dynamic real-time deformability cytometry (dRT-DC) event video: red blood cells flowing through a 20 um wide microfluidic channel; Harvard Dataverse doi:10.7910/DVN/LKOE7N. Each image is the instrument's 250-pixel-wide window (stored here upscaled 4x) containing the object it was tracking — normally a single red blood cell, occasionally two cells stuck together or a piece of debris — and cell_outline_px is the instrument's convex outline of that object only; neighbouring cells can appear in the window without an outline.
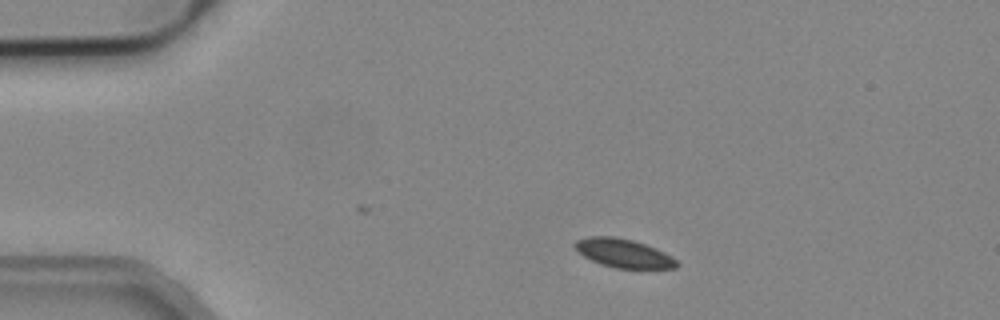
{"species": "common noctule bat (a hibernating species)", "species_latin": "Nyctalus noctula", "temperature_condition": "cold", "stored_images_in_passage": 6, "camera_frame_rate_fps": 3000, "um_per_image_px": 0.085, "animal": {"sex": "male", "body_mass_g": 19.2, "forearm_length_mm": 51.8}, "frame": {"image": 1, "passage_image": 1, "time_ms": 0.0, "image_size_px": [1000, 320], "cell_outline_px": [[680, 264], [676, 268], [616, 268], [600, 264], [584, 256], [572, 244], [576, 240], [588, 236], [612, 236], [632, 240], [656, 248], [672, 256]], "centroid_in_image_um": [53.0, 21.52], "position_along_channel_um": 32.0, "area_um2": 16.94}}
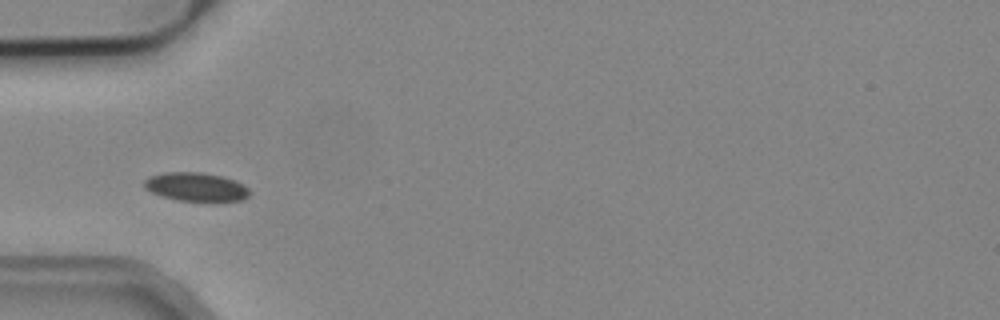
{"frame": {"image": 2, "passage_image": 3, "time_ms": 0.667, "image_size_px": [1000, 320], "cell_outline_px": [[252, 192], [244, 200], [180, 200], [160, 196], [144, 188], [144, 180], [148, 176], [164, 172], [200, 172], [220, 176], [232, 180], [248, 188]], "centroid_in_image_um": [16.61, 15.87], "position_along_channel_um": 68.4, "area_um2": 17.28}}
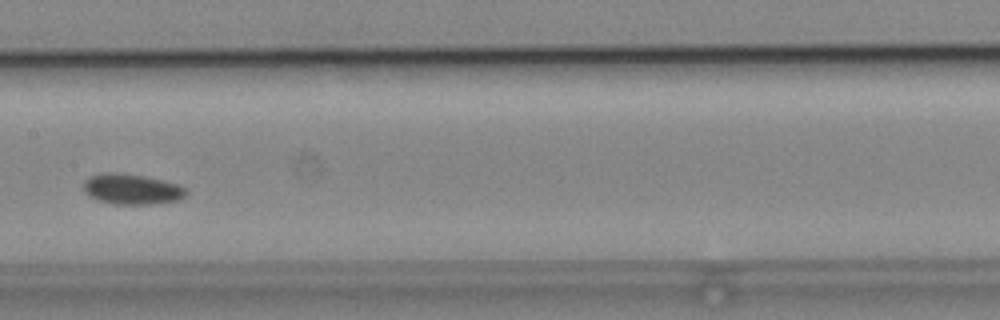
{"frame": {"image": 3, "passage_image": 6, "time_ms": 1.667, "image_size_px": [1000, 320], "cell_outline_px": [[188, 192], [180, 200], [160, 204], [116, 204], [96, 200], [88, 196], [84, 192], [84, 180], [88, 176], [104, 172], [120, 172], [160, 180], [176, 184], [184, 188]], "centroid_in_image_um": [11.16, 16.09], "position_along_channel_um": 196.2, "area_um2": 18.32}}